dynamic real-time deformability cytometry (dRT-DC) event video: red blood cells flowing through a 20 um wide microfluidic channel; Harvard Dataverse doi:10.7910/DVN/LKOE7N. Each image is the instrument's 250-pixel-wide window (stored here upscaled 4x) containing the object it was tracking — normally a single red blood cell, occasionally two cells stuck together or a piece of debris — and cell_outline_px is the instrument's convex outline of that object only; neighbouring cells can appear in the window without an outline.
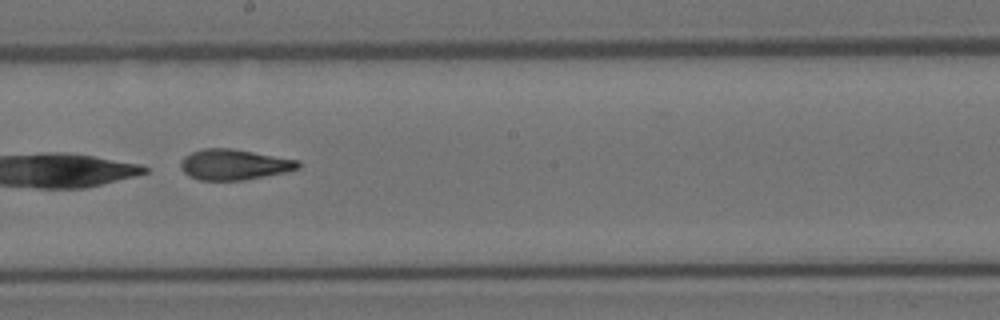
{"species": "Egyptian fruit bat (a non-hibernating species)", "species_latin": "Rousettus aegyptiacus", "temperature_condition": "room temperature", "stored_images_in_passage": 13, "camera_frame_rate_fps": 3000, "um_per_image_px": 0.085, "animal": {"sex": "female"}, "frame": {"image": 1, "passage_image": 8, "time_ms": 2.333, "image_size_px": [1000, 320], "cell_outline_px": [[300, 168], [284, 172], [244, 180], [200, 180], [188, 176], [180, 168], [180, 160], [184, 156], [192, 152], [204, 148], [232, 148], [300, 160]], "centroid_in_image_um": [19.88, 13.98], "position_along_channel_um": 228.3, "area_um2": 21.04}}
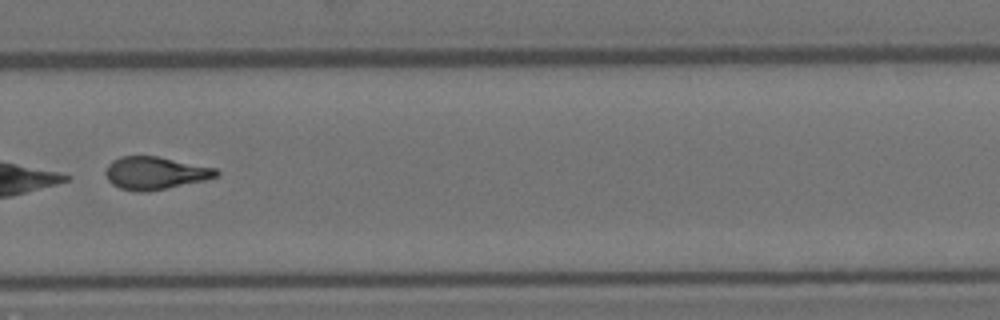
{"frame": {"image": 2, "passage_image": 10, "time_ms": 3.0, "image_size_px": [1000, 320], "cell_outline_px": [[220, 172], [216, 176], [204, 180], [144, 192], [136, 192], [120, 188], [112, 184], [108, 180], [104, 172], [108, 164], [112, 160], [120, 156], [156, 156], [216, 168]], "centroid_in_image_um": [13.13, 14.7], "position_along_channel_um": 316.7, "area_um2": 20.87}}
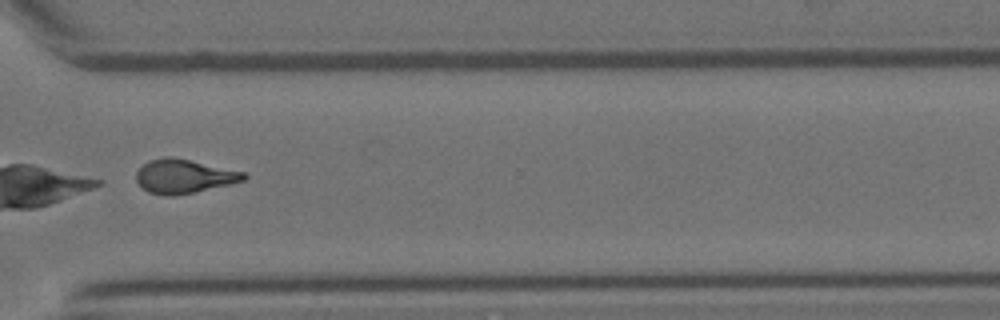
{"frame": {"image": 3, "passage_image": 11, "time_ms": 3.333, "image_size_px": [1000, 320], "cell_outline_px": [[248, 176], [244, 180], [232, 184], [172, 196], [164, 196], [148, 192], [136, 180], [136, 172], [148, 160], [164, 156], [172, 156], [244, 172]], "centroid_in_image_um": [15.62, 14.97], "position_along_channel_um": 355.0, "area_um2": 21.15}}